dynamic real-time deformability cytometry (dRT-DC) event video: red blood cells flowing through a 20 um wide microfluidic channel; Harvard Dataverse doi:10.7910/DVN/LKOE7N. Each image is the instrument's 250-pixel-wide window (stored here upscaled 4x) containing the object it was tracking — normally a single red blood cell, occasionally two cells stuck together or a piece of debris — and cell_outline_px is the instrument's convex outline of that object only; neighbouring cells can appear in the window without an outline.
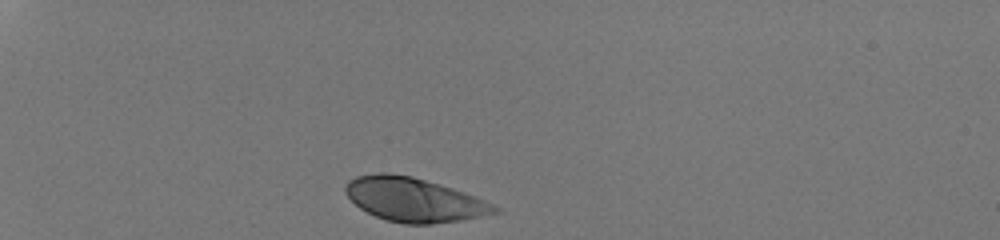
{"species": "human", "species_latin": "Homo sapiens", "temperature_condition": "room temperature", "stored_images_in_passage": 31, "camera_frame_rate_fps": 3000, "um_per_image_px": 0.085, "donor": {"sex": "male"}, "frame": {"image": 1, "passage_image": 1, "time_ms": 0.0, "image_size_px": [1000, 240], "cell_outline_px": [[500, 212], [460, 220], [428, 224], [404, 224], [388, 220], [376, 216], [360, 208], [344, 192], [344, 184], [348, 180], [356, 176], [376, 172], [388, 172], [412, 176], [440, 184], [464, 192], [484, 200], [500, 208]], "centroid_in_image_um": [35.15, 16.95], "position_along_channel_um": 49.9, "area_um2": 38.09}}
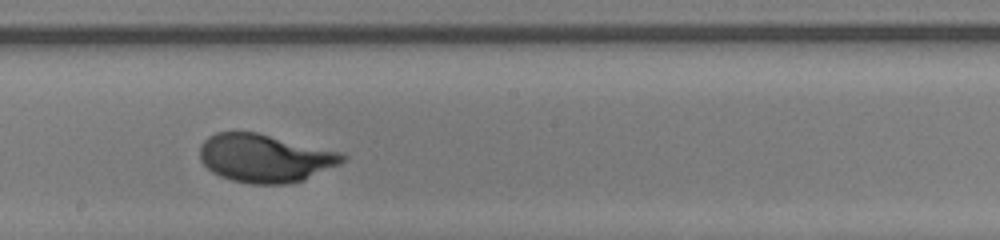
{"frame": {"image": 2, "passage_image": 18, "time_ms": 5.667, "image_size_px": [1000, 240], "cell_outline_px": [[348, 156], [340, 164], [304, 180], [288, 184], [252, 184], [232, 180], [220, 176], [212, 172], [200, 160], [200, 144], [208, 136], [216, 132], [256, 132], [344, 152]], "centroid_in_image_um": [22.55, 13.44], "position_along_channel_um": 225.7, "area_um2": 40.34}}
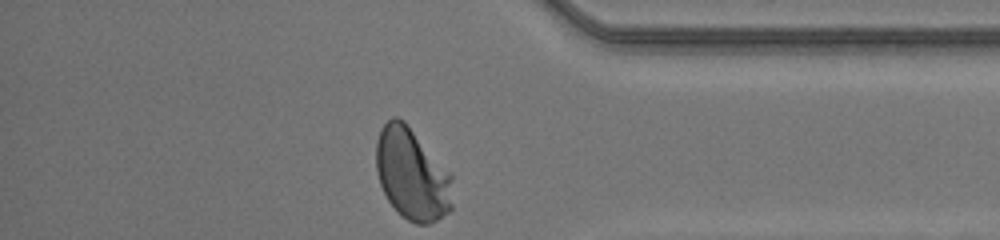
{"frame": {"image": 3, "passage_image": 31, "time_ms": 10.0, "image_size_px": [1000, 240], "cell_outline_px": [[452, 208], [448, 212], [436, 220], [428, 224], [416, 224], [408, 220], [388, 200], [380, 184], [376, 168], [376, 140], [380, 128], [392, 116], [396, 116], [404, 120], [452, 172]], "centroid_in_image_um": [35.03, 14.77], "position_along_channel_um": 400.2, "area_um2": 41.15}, "authors_computed_cell_mechanics": {"area_um2": 39.2462, "velocity_mm_per_s": 4.1915, "shape_relaxation_time_tau1_ms": 2.2966, "shape_relaxation_time_tau2_ms": null, "deformation_change_tau1": 0.1646, "deformation_change_tau2": null}}